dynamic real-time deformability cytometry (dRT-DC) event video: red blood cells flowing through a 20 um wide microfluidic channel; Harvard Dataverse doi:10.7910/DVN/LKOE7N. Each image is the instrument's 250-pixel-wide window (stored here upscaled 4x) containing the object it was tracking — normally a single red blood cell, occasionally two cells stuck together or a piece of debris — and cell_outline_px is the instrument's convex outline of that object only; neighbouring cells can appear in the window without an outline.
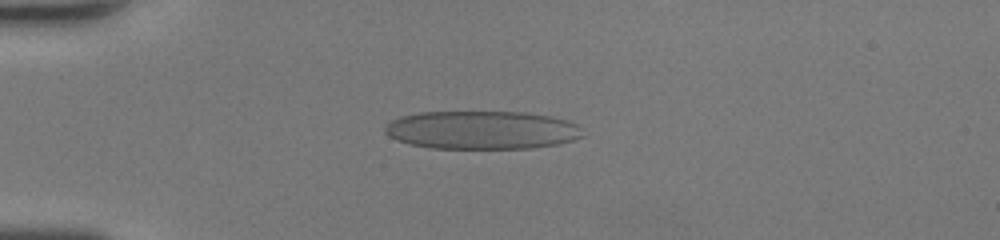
{"species": "human", "species_latin": "Homo sapiens", "temperature_condition": "room temperature", "stored_images_in_passage": 47, "camera_frame_rate_fps": 3000, "um_per_image_px": 0.085, "donor": {"sex": "female"}, "frame": {"image": 1, "passage_image": 13, "time_ms": 4.0, "image_size_px": [1000, 240], "cell_outline_px": [[584, 136], [560, 144], [532, 148], [432, 148], [408, 144], [396, 140], [388, 136], [384, 132], [384, 128], [392, 120], [400, 116], [420, 112], [528, 112], [568, 120], [576, 124], [580, 128]], "centroid_in_image_um": [40.95, 11.05], "position_along_channel_um": 44.1, "area_um2": 44.33}}
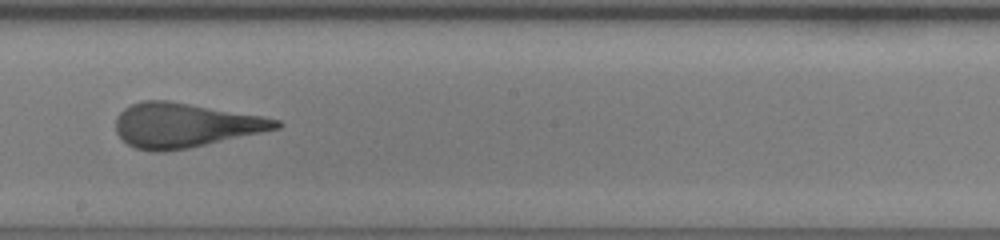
{"frame": {"image": 2, "passage_image": 28, "time_ms": 9.0, "image_size_px": [1000, 240], "cell_outline_px": [[284, 124], [280, 128], [188, 148], [164, 152], [152, 152], [136, 148], [128, 144], [116, 132], [116, 116], [124, 108], [132, 104], [144, 100], [168, 100], [264, 116], [280, 120]], "centroid_in_image_um": [15.71, 10.64], "position_along_channel_um": 232.5, "area_um2": 41.44}}
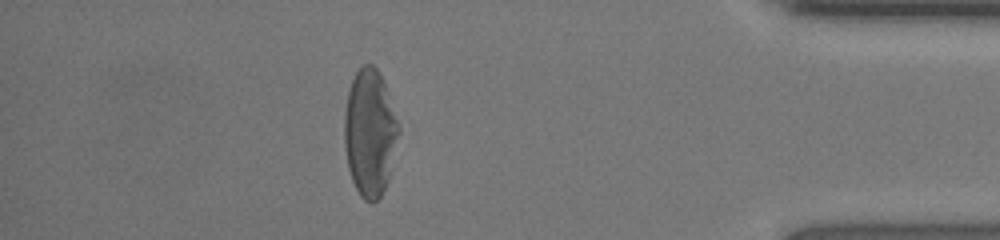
{"frame": {"image": 3, "passage_image": 42, "time_ms": 13.667, "image_size_px": [1000, 240], "cell_outline_px": [[400, 132], [388, 180], [380, 196], [372, 204], [364, 200], [360, 196], [352, 180], [348, 168], [344, 148], [344, 112], [348, 92], [352, 80], [360, 64], [372, 64], [376, 68], [384, 84], [400, 128]], "centroid_in_image_um": [31.42, 11.3], "position_along_channel_um": 403.8, "area_um2": 40.11}, "authors_computed_cell_mechanics": {"area_um2": 42.1362, "velocity_mm_per_s": 4.4591, "shape_relaxation_time_tau1_ms": null, "shape_relaxation_time_tau2_ms": 0.5878, "deformation_change_tau1": null, "deformation_change_tau2": 0.085}}